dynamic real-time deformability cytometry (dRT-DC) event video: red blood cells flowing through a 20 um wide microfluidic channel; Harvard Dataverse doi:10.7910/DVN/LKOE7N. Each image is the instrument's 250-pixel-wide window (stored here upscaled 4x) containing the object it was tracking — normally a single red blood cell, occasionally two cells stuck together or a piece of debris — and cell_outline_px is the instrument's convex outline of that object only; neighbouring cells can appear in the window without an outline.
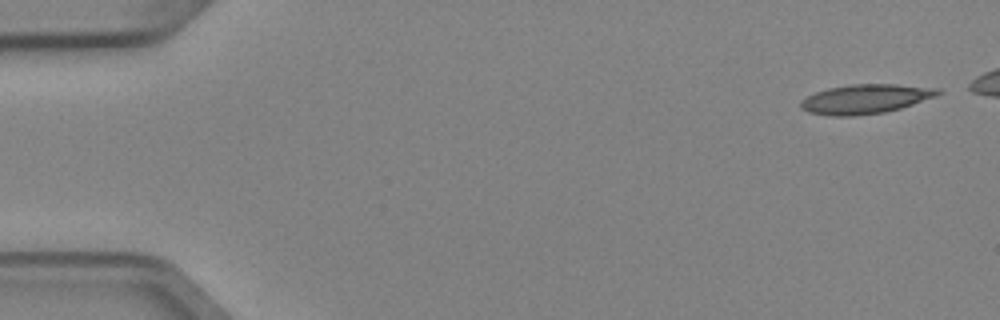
{"species": "Egyptian fruit bat (a non-hibernating species)", "species_latin": "Rousettus aegyptiacus", "temperature_condition": "cold", "stored_images_in_passage": 8, "camera_frame_rate_fps": 3000, "um_per_image_px": 0.085, "animal": {"sex": "female"}, "frame": {"image": 1, "passage_image": 1, "time_ms": 0.0, "image_size_px": [1000, 320], "cell_outline_px": [[944, 92], [936, 96], [900, 108], [884, 112], [856, 116], [828, 116], [808, 112], [800, 108], [800, 100], [816, 92], [828, 88], [852, 84], [896, 84], [940, 88]], "centroid_in_image_um": [73.56, 8.41], "position_along_channel_um": 11.4, "area_um2": 23.58}}
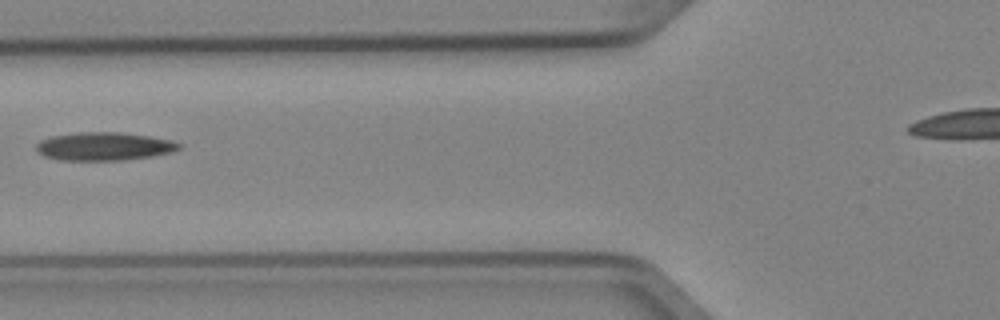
{"frame": {"image": 2, "passage_image": 6, "time_ms": 1.667, "image_size_px": [1000, 320], "cell_outline_px": [[180, 148], [168, 152], [148, 156], [120, 160], [60, 160], [44, 156], [36, 148], [36, 144], [40, 140], [52, 136], [76, 132], [120, 132], [148, 136], [172, 140], [180, 144]], "centroid_in_image_um": [8.79, 12.43], "position_along_channel_um": 117.0, "area_um2": 23.12}}
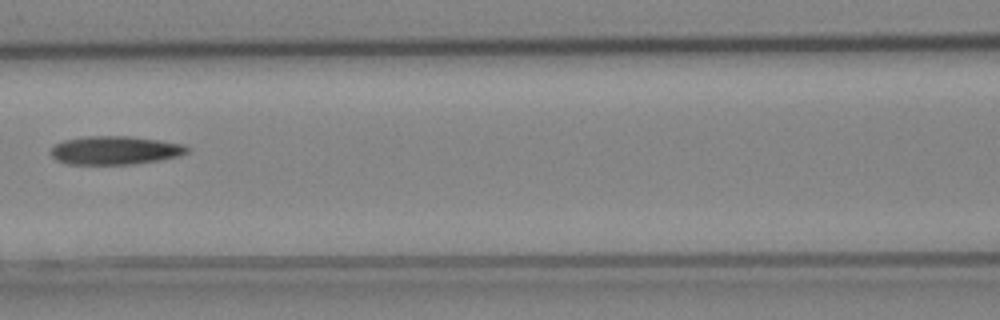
{"frame": {"image": 3, "passage_image": 7, "time_ms": 2.0, "image_size_px": [1000, 320], "cell_outline_px": [[192, 148], [188, 152], [180, 156], [160, 160], [136, 164], [64, 164], [56, 160], [48, 152], [56, 144], [64, 140], [84, 136], [128, 136], [160, 140], [184, 144]], "centroid_in_image_um": [9.8, 12.78], "position_along_channel_um": 156.8, "area_um2": 22.95}}